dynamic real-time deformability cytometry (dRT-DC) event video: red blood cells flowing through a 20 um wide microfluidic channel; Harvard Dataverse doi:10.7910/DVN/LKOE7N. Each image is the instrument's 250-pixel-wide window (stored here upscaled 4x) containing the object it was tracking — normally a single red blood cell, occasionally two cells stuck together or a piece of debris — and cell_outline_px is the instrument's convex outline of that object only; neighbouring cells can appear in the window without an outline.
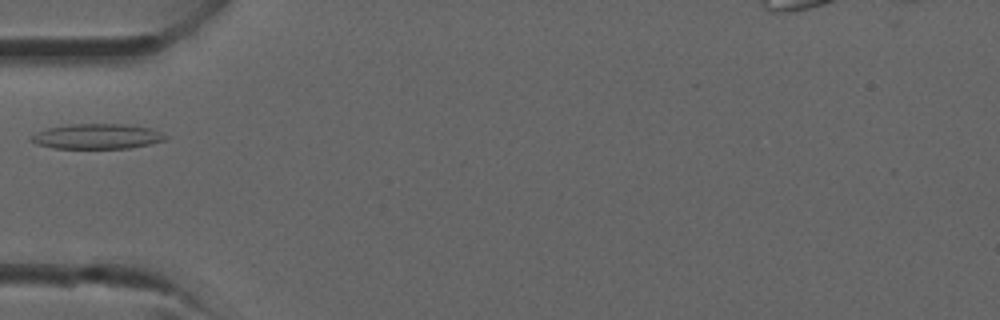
{"species": "common noctule bat (a hibernating species)", "species_latin": "Nyctalus noctula", "temperature_condition": "room temperature", "stored_images_in_passage": 3, "camera_frame_rate_fps": 3000, "um_per_image_px": 0.085, "animal": {"sex": "male", "forearm_length_mm": 52.5}, "frame": {"image": 1, "passage_image": 2, "time_ms": 0.333, "image_size_px": [1000, 320], "cell_outline_px": [[168, 136], [164, 140], [148, 144], [128, 148], [52, 148], [36, 144], [28, 140], [32, 136], [48, 128], [72, 124], [120, 124], [152, 128]], "centroid_in_image_um": [8.25, 11.6], "position_along_channel_um": 76.8, "area_um2": 19.36}}
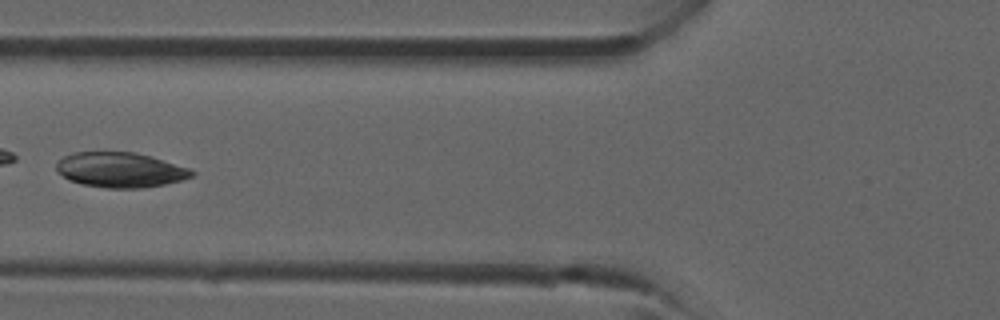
{"frame": {"image": 2, "passage_image": 3, "time_ms": 0.667, "image_size_px": [1000, 320], "cell_outline_px": [[196, 172], [192, 176], [180, 180], [164, 184], [140, 188], [108, 188], [84, 184], [72, 180], [56, 172], [56, 164], [64, 156], [76, 152], [132, 152], [148, 156], [188, 168]], "centroid_in_image_um": [10.2, 14.44], "position_along_channel_um": 115.6, "area_um2": 27.05}}